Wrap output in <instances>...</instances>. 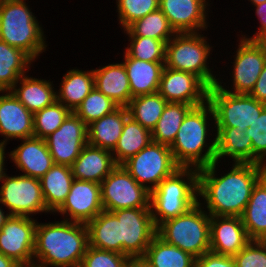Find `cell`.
<instances>
[{
  "mask_svg": "<svg viewBox=\"0 0 266 267\" xmlns=\"http://www.w3.org/2000/svg\"><path fill=\"white\" fill-rule=\"evenodd\" d=\"M70 113L71 111L57 100L48 107L35 112L34 137L45 139L61 126Z\"/></svg>",
  "mask_w": 266,
  "mask_h": 267,
  "instance_id": "74e56055",
  "label": "cell"
},
{
  "mask_svg": "<svg viewBox=\"0 0 266 267\" xmlns=\"http://www.w3.org/2000/svg\"><path fill=\"white\" fill-rule=\"evenodd\" d=\"M129 36L150 37L167 43L170 35L176 33L170 26L167 17L158 9L145 17L136 20L127 29Z\"/></svg>",
  "mask_w": 266,
  "mask_h": 267,
  "instance_id": "8d00e7d4",
  "label": "cell"
},
{
  "mask_svg": "<svg viewBox=\"0 0 266 267\" xmlns=\"http://www.w3.org/2000/svg\"><path fill=\"white\" fill-rule=\"evenodd\" d=\"M39 180L47 209L57 211L65 202L74 180L71 167L54 164Z\"/></svg>",
  "mask_w": 266,
  "mask_h": 267,
  "instance_id": "4316f807",
  "label": "cell"
},
{
  "mask_svg": "<svg viewBox=\"0 0 266 267\" xmlns=\"http://www.w3.org/2000/svg\"><path fill=\"white\" fill-rule=\"evenodd\" d=\"M216 129L215 161L227 155L236 163H253L252 141L246 134V130H240L238 127H217Z\"/></svg>",
  "mask_w": 266,
  "mask_h": 267,
  "instance_id": "484cf974",
  "label": "cell"
},
{
  "mask_svg": "<svg viewBox=\"0 0 266 267\" xmlns=\"http://www.w3.org/2000/svg\"><path fill=\"white\" fill-rule=\"evenodd\" d=\"M118 107L115 102L94 87L74 113L88 126L93 121L112 113Z\"/></svg>",
  "mask_w": 266,
  "mask_h": 267,
  "instance_id": "f35d334b",
  "label": "cell"
},
{
  "mask_svg": "<svg viewBox=\"0 0 266 267\" xmlns=\"http://www.w3.org/2000/svg\"><path fill=\"white\" fill-rule=\"evenodd\" d=\"M123 64L129 78L132 98L158 92L165 63L138 60L125 53Z\"/></svg>",
  "mask_w": 266,
  "mask_h": 267,
  "instance_id": "cb8c5ba5",
  "label": "cell"
},
{
  "mask_svg": "<svg viewBox=\"0 0 266 267\" xmlns=\"http://www.w3.org/2000/svg\"><path fill=\"white\" fill-rule=\"evenodd\" d=\"M249 242L241 217L210 216L211 252L233 257Z\"/></svg>",
  "mask_w": 266,
  "mask_h": 267,
  "instance_id": "ac0fdd59",
  "label": "cell"
},
{
  "mask_svg": "<svg viewBox=\"0 0 266 267\" xmlns=\"http://www.w3.org/2000/svg\"><path fill=\"white\" fill-rule=\"evenodd\" d=\"M261 245L265 248L266 250V235L262 236L259 240H258Z\"/></svg>",
  "mask_w": 266,
  "mask_h": 267,
  "instance_id": "db71d44e",
  "label": "cell"
},
{
  "mask_svg": "<svg viewBox=\"0 0 266 267\" xmlns=\"http://www.w3.org/2000/svg\"><path fill=\"white\" fill-rule=\"evenodd\" d=\"M10 217V214H6V216L4 215V212L2 211V209L0 208V230L1 228L4 226V224L6 223L7 219Z\"/></svg>",
  "mask_w": 266,
  "mask_h": 267,
  "instance_id": "f5cc1de1",
  "label": "cell"
},
{
  "mask_svg": "<svg viewBox=\"0 0 266 267\" xmlns=\"http://www.w3.org/2000/svg\"><path fill=\"white\" fill-rule=\"evenodd\" d=\"M117 3L120 23L124 29L159 9V0H118Z\"/></svg>",
  "mask_w": 266,
  "mask_h": 267,
  "instance_id": "60d3db41",
  "label": "cell"
},
{
  "mask_svg": "<svg viewBox=\"0 0 266 267\" xmlns=\"http://www.w3.org/2000/svg\"><path fill=\"white\" fill-rule=\"evenodd\" d=\"M129 37L132 41L126 54L130 58L165 63L166 43L164 41L142 36Z\"/></svg>",
  "mask_w": 266,
  "mask_h": 267,
  "instance_id": "ab89813d",
  "label": "cell"
},
{
  "mask_svg": "<svg viewBox=\"0 0 266 267\" xmlns=\"http://www.w3.org/2000/svg\"><path fill=\"white\" fill-rule=\"evenodd\" d=\"M97 90L119 107H127L132 99L129 78L123 63H116L93 70Z\"/></svg>",
  "mask_w": 266,
  "mask_h": 267,
  "instance_id": "603a6c76",
  "label": "cell"
},
{
  "mask_svg": "<svg viewBox=\"0 0 266 267\" xmlns=\"http://www.w3.org/2000/svg\"><path fill=\"white\" fill-rule=\"evenodd\" d=\"M193 108L185 103L167 102L160 119L152 130V142L170 146L177 135L184 117Z\"/></svg>",
  "mask_w": 266,
  "mask_h": 267,
  "instance_id": "e575fe53",
  "label": "cell"
},
{
  "mask_svg": "<svg viewBox=\"0 0 266 267\" xmlns=\"http://www.w3.org/2000/svg\"><path fill=\"white\" fill-rule=\"evenodd\" d=\"M246 134L251 137L253 147V163L266 165L263 159L266 156V108L261 115L246 129Z\"/></svg>",
  "mask_w": 266,
  "mask_h": 267,
  "instance_id": "7bdbcfd3",
  "label": "cell"
},
{
  "mask_svg": "<svg viewBox=\"0 0 266 267\" xmlns=\"http://www.w3.org/2000/svg\"><path fill=\"white\" fill-rule=\"evenodd\" d=\"M183 176L188 177V182L182 179ZM196 192H198V169L192 171L190 167H180L171 176L163 179L150 192V209L155 226L184 214L198 203Z\"/></svg>",
  "mask_w": 266,
  "mask_h": 267,
  "instance_id": "277c9868",
  "label": "cell"
},
{
  "mask_svg": "<svg viewBox=\"0 0 266 267\" xmlns=\"http://www.w3.org/2000/svg\"><path fill=\"white\" fill-rule=\"evenodd\" d=\"M122 166L141 185L150 192L159 183L171 176L180 167L174 161L168 145L151 142L136 155L125 161ZM144 183H151L146 186Z\"/></svg>",
  "mask_w": 266,
  "mask_h": 267,
  "instance_id": "9c48e42d",
  "label": "cell"
},
{
  "mask_svg": "<svg viewBox=\"0 0 266 267\" xmlns=\"http://www.w3.org/2000/svg\"><path fill=\"white\" fill-rule=\"evenodd\" d=\"M24 143L13 150L10 157L24 176L40 179L55 164L44 139L30 137L23 139Z\"/></svg>",
  "mask_w": 266,
  "mask_h": 267,
  "instance_id": "7402d4cb",
  "label": "cell"
},
{
  "mask_svg": "<svg viewBox=\"0 0 266 267\" xmlns=\"http://www.w3.org/2000/svg\"><path fill=\"white\" fill-rule=\"evenodd\" d=\"M166 104L167 101L155 92L132 98L127 108L130 117L152 132Z\"/></svg>",
  "mask_w": 266,
  "mask_h": 267,
  "instance_id": "d590c367",
  "label": "cell"
},
{
  "mask_svg": "<svg viewBox=\"0 0 266 267\" xmlns=\"http://www.w3.org/2000/svg\"><path fill=\"white\" fill-rule=\"evenodd\" d=\"M241 219L250 240L266 235V173L253 188Z\"/></svg>",
  "mask_w": 266,
  "mask_h": 267,
  "instance_id": "f1b7e54d",
  "label": "cell"
},
{
  "mask_svg": "<svg viewBox=\"0 0 266 267\" xmlns=\"http://www.w3.org/2000/svg\"><path fill=\"white\" fill-rule=\"evenodd\" d=\"M8 92L0 96V133L6 139L33 137L34 114L18 100L12 90Z\"/></svg>",
  "mask_w": 266,
  "mask_h": 267,
  "instance_id": "ffe728a7",
  "label": "cell"
},
{
  "mask_svg": "<svg viewBox=\"0 0 266 267\" xmlns=\"http://www.w3.org/2000/svg\"><path fill=\"white\" fill-rule=\"evenodd\" d=\"M151 142V131L141 126L132 117L128 116L118 143L113 150L116 152V156L113 157L115 163L117 165H122Z\"/></svg>",
  "mask_w": 266,
  "mask_h": 267,
  "instance_id": "d6a6232c",
  "label": "cell"
},
{
  "mask_svg": "<svg viewBox=\"0 0 266 267\" xmlns=\"http://www.w3.org/2000/svg\"><path fill=\"white\" fill-rule=\"evenodd\" d=\"M247 39H254L265 51H266V29L261 31L258 35H255L253 38Z\"/></svg>",
  "mask_w": 266,
  "mask_h": 267,
  "instance_id": "f907efd6",
  "label": "cell"
},
{
  "mask_svg": "<svg viewBox=\"0 0 266 267\" xmlns=\"http://www.w3.org/2000/svg\"><path fill=\"white\" fill-rule=\"evenodd\" d=\"M89 246L86 224L61 222L38 224L35 231L34 257L39 265L34 267L80 266Z\"/></svg>",
  "mask_w": 266,
  "mask_h": 267,
  "instance_id": "7a4b0ae2",
  "label": "cell"
},
{
  "mask_svg": "<svg viewBox=\"0 0 266 267\" xmlns=\"http://www.w3.org/2000/svg\"><path fill=\"white\" fill-rule=\"evenodd\" d=\"M207 102L211 105L217 127H238L246 130L261 115L266 104L249 94H233L218 84L208 90Z\"/></svg>",
  "mask_w": 266,
  "mask_h": 267,
  "instance_id": "ba28073f",
  "label": "cell"
},
{
  "mask_svg": "<svg viewBox=\"0 0 266 267\" xmlns=\"http://www.w3.org/2000/svg\"><path fill=\"white\" fill-rule=\"evenodd\" d=\"M195 267H236L232 256L206 252L195 260Z\"/></svg>",
  "mask_w": 266,
  "mask_h": 267,
  "instance_id": "f6af8a7d",
  "label": "cell"
},
{
  "mask_svg": "<svg viewBox=\"0 0 266 267\" xmlns=\"http://www.w3.org/2000/svg\"><path fill=\"white\" fill-rule=\"evenodd\" d=\"M120 221V254L143 257L156 236L150 208H125L112 211Z\"/></svg>",
  "mask_w": 266,
  "mask_h": 267,
  "instance_id": "8fae6325",
  "label": "cell"
},
{
  "mask_svg": "<svg viewBox=\"0 0 266 267\" xmlns=\"http://www.w3.org/2000/svg\"><path fill=\"white\" fill-rule=\"evenodd\" d=\"M113 156L109 150L87 143L71 166L73 178L100 184L117 166Z\"/></svg>",
  "mask_w": 266,
  "mask_h": 267,
  "instance_id": "44dd1931",
  "label": "cell"
},
{
  "mask_svg": "<svg viewBox=\"0 0 266 267\" xmlns=\"http://www.w3.org/2000/svg\"><path fill=\"white\" fill-rule=\"evenodd\" d=\"M22 86L19 89L14 87L12 93L18 100L33 114L53 104L57 100L50 82L35 78L20 77Z\"/></svg>",
  "mask_w": 266,
  "mask_h": 267,
  "instance_id": "1f68e13d",
  "label": "cell"
},
{
  "mask_svg": "<svg viewBox=\"0 0 266 267\" xmlns=\"http://www.w3.org/2000/svg\"><path fill=\"white\" fill-rule=\"evenodd\" d=\"M105 211L150 208V191L141 186L122 165H117L100 183Z\"/></svg>",
  "mask_w": 266,
  "mask_h": 267,
  "instance_id": "30bf717a",
  "label": "cell"
},
{
  "mask_svg": "<svg viewBox=\"0 0 266 267\" xmlns=\"http://www.w3.org/2000/svg\"><path fill=\"white\" fill-rule=\"evenodd\" d=\"M206 0H159V9L176 33L195 32L206 27Z\"/></svg>",
  "mask_w": 266,
  "mask_h": 267,
  "instance_id": "d6986e66",
  "label": "cell"
},
{
  "mask_svg": "<svg viewBox=\"0 0 266 267\" xmlns=\"http://www.w3.org/2000/svg\"><path fill=\"white\" fill-rule=\"evenodd\" d=\"M128 116L127 107H118L112 113L93 121L87 126L88 144L113 151Z\"/></svg>",
  "mask_w": 266,
  "mask_h": 267,
  "instance_id": "d4e9b609",
  "label": "cell"
},
{
  "mask_svg": "<svg viewBox=\"0 0 266 267\" xmlns=\"http://www.w3.org/2000/svg\"><path fill=\"white\" fill-rule=\"evenodd\" d=\"M33 59L23 50L0 40V91H11Z\"/></svg>",
  "mask_w": 266,
  "mask_h": 267,
  "instance_id": "f546056e",
  "label": "cell"
},
{
  "mask_svg": "<svg viewBox=\"0 0 266 267\" xmlns=\"http://www.w3.org/2000/svg\"><path fill=\"white\" fill-rule=\"evenodd\" d=\"M24 0H0V40L33 60L46 47L43 32Z\"/></svg>",
  "mask_w": 266,
  "mask_h": 267,
  "instance_id": "5b68a950",
  "label": "cell"
},
{
  "mask_svg": "<svg viewBox=\"0 0 266 267\" xmlns=\"http://www.w3.org/2000/svg\"><path fill=\"white\" fill-rule=\"evenodd\" d=\"M208 90L209 87L193 73L172 70L164 66L158 93L167 102L201 106L207 103Z\"/></svg>",
  "mask_w": 266,
  "mask_h": 267,
  "instance_id": "9a60e30c",
  "label": "cell"
},
{
  "mask_svg": "<svg viewBox=\"0 0 266 267\" xmlns=\"http://www.w3.org/2000/svg\"><path fill=\"white\" fill-rule=\"evenodd\" d=\"M36 226L29 216L10 215L0 230V252L21 267H34Z\"/></svg>",
  "mask_w": 266,
  "mask_h": 267,
  "instance_id": "4fadbf2b",
  "label": "cell"
},
{
  "mask_svg": "<svg viewBox=\"0 0 266 267\" xmlns=\"http://www.w3.org/2000/svg\"><path fill=\"white\" fill-rule=\"evenodd\" d=\"M6 144V139L5 141L3 140V142H0V181L3 179V176L5 175L4 173V169H3V165H4V146Z\"/></svg>",
  "mask_w": 266,
  "mask_h": 267,
  "instance_id": "816d5d0a",
  "label": "cell"
},
{
  "mask_svg": "<svg viewBox=\"0 0 266 267\" xmlns=\"http://www.w3.org/2000/svg\"><path fill=\"white\" fill-rule=\"evenodd\" d=\"M125 267H151L144 257H129Z\"/></svg>",
  "mask_w": 266,
  "mask_h": 267,
  "instance_id": "c3c4849f",
  "label": "cell"
},
{
  "mask_svg": "<svg viewBox=\"0 0 266 267\" xmlns=\"http://www.w3.org/2000/svg\"><path fill=\"white\" fill-rule=\"evenodd\" d=\"M217 161L198 170V194L207 203L210 216L241 217L253 188L265 175L266 165L236 163L221 178L215 177Z\"/></svg>",
  "mask_w": 266,
  "mask_h": 267,
  "instance_id": "6da1fadb",
  "label": "cell"
},
{
  "mask_svg": "<svg viewBox=\"0 0 266 267\" xmlns=\"http://www.w3.org/2000/svg\"><path fill=\"white\" fill-rule=\"evenodd\" d=\"M209 216L201 210L198 202L184 214L160 223L156 235L194 258H199L210 251Z\"/></svg>",
  "mask_w": 266,
  "mask_h": 267,
  "instance_id": "8992f818",
  "label": "cell"
},
{
  "mask_svg": "<svg viewBox=\"0 0 266 267\" xmlns=\"http://www.w3.org/2000/svg\"><path fill=\"white\" fill-rule=\"evenodd\" d=\"M0 203L7 206L10 215L27 216L49 211L45 205L40 180L30 176L8 177L1 180Z\"/></svg>",
  "mask_w": 266,
  "mask_h": 267,
  "instance_id": "7c38bea8",
  "label": "cell"
},
{
  "mask_svg": "<svg viewBox=\"0 0 266 267\" xmlns=\"http://www.w3.org/2000/svg\"><path fill=\"white\" fill-rule=\"evenodd\" d=\"M251 1L253 2L254 5H259L266 2V0H251Z\"/></svg>",
  "mask_w": 266,
  "mask_h": 267,
  "instance_id": "11a10c76",
  "label": "cell"
},
{
  "mask_svg": "<svg viewBox=\"0 0 266 267\" xmlns=\"http://www.w3.org/2000/svg\"><path fill=\"white\" fill-rule=\"evenodd\" d=\"M201 106L193 107L184 117L174 142L169 146L174 161L179 167L195 169L207 167L216 158V140L201 156L207 135V114L214 117L211 105L207 102ZM208 111V112H207ZM191 164V165H190Z\"/></svg>",
  "mask_w": 266,
  "mask_h": 267,
  "instance_id": "3957f363",
  "label": "cell"
},
{
  "mask_svg": "<svg viewBox=\"0 0 266 267\" xmlns=\"http://www.w3.org/2000/svg\"><path fill=\"white\" fill-rule=\"evenodd\" d=\"M143 257L151 267H195L196 260L186 251L166 243L157 235Z\"/></svg>",
  "mask_w": 266,
  "mask_h": 267,
  "instance_id": "836d02e7",
  "label": "cell"
},
{
  "mask_svg": "<svg viewBox=\"0 0 266 267\" xmlns=\"http://www.w3.org/2000/svg\"><path fill=\"white\" fill-rule=\"evenodd\" d=\"M176 34L173 40L171 38L166 43L165 67L193 73L209 88L216 85L218 81L206 65L210 47L206 44L204 37L198 35L197 32Z\"/></svg>",
  "mask_w": 266,
  "mask_h": 267,
  "instance_id": "52a82bcc",
  "label": "cell"
},
{
  "mask_svg": "<svg viewBox=\"0 0 266 267\" xmlns=\"http://www.w3.org/2000/svg\"><path fill=\"white\" fill-rule=\"evenodd\" d=\"M0 267H21L12 258L6 257L0 252Z\"/></svg>",
  "mask_w": 266,
  "mask_h": 267,
  "instance_id": "681fc988",
  "label": "cell"
},
{
  "mask_svg": "<svg viewBox=\"0 0 266 267\" xmlns=\"http://www.w3.org/2000/svg\"><path fill=\"white\" fill-rule=\"evenodd\" d=\"M103 210L100 184L74 179L65 202L57 212L69 213L71 222L87 224Z\"/></svg>",
  "mask_w": 266,
  "mask_h": 267,
  "instance_id": "e0dca14e",
  "label": "cell"
},
{
  "mask_svg": "<svg viewBox=\"0 0 266 267\" xmlns=\"http://www.w3.org/2000/svg\"><path fill=\"white\" fill-rule=\"evenodd\" d=\"M233 258L236 267H266V250L258 240H250Z\"/></svg>",
  "mask_w": 266,
  "mask_h": 267,
  "instance_id": "ee69618b",
  "label": "cell"
},
{
  "mask_svg": "<svg viewBox=\"0 0 266 267\" xmlns=\"http://www.w3.org/2000/svg\"><path fill=\"white\" fill-rule=\"evenodd\" d=\"M86 226L89 246L120 253V221L112 212L103 210Z\"/></svg>",
  "mask_w": 266,
  "mask_h": 267,
  "instance_id": "83f0119b",
  "label": "cell"
},
{
  "mask_svg": "<svg viewBox=\"0 0 266 267\" xmlns=\"http://www.w3.org/2000/svg\"><path fill=\"white\" fill-rule=\"evenodd\" d=\"M44 140L54 163L71 167L88 143L87 125L71 112L61 126Z\"/></svg>",
  "mask_w": 266,
  "mask_h": 267,
  "instance_id": "5bb4252c",
  "label": "cell"
},
{
  "mask_svg": "<svg viewBox=\"0 0 266 267\" xmlns=\"http://www.w3.org/2000/svg\"><path fill=\"white\" fill-rule=\"evenodd\" d=\"M249 95L257 101L266 104V63L260 73V76L258 77L257 82L255 83L253 90Z\"/></svg>",
  "mask_w": 266,
  "mask_h": 267,
  "instance_id": "bcb514c9",
  "label": "cell"
},
{
  "mask_svg": "<svg viewBox=\"0 0 266 267\" xmlns=\"http://www.w3.org/2000/svg\"><path fill=\"white\" fill-rule=\"evenodd\" d=\"M255 6L257 7L256 14L261 21V28L258 31V33H256L258 35L261 31L266 29V2L259 4V5H255Z\"/></svg>",
  "mask_w": 266,
  "mask_h": 267,
  "instance_id": "7dc6e473",
  "label": "cell"
},
{
  "mask_svg": "<svg viewBox=\"0 0 266 267\" xmlns=\"http://www.w3.org/2000/svg\"><path fill=\"white\" fill-rule=\"evenodd\" d=\"M94 87L93 70L89 72L78 69L70 70L63 77L57 101L74 112Z\"/></svg>",
  "mask_w": 266,
  "mask_h": 267,
  "instance_id": "4dcf8cb0",
  "label": "cell"
},
{
  "mask_svg": "<svg viewBox=\"0 0 266 267\" xmlns=\"http://www.w3.org/2000/svg\"><path fill=\"white\" fill-rule=\"evenodd\" d=\"M127 255L88 246L81 267H125Z\"/></svg>",
  "mask_w": 266,
  "mask_h": 267,
  "instance_id": "b9f144b4",
  "label": "cell"
},
{
  "mask_svg": "<svg viewBox=\"0 0 266 267\" xmlns=\"http://www.w3.org/2000/svg\"><path fill=\"white\" fill-rule=\"evenodd\" d=\"M234 64V91H229L217 83L223 90L233 94H250L266 63V51L254 40L242 38Z\"/></svg>",
  "mask_w": 266,
  "mask_h": 267,
  "instance_id": "2e32d148",
  "label": "cell"
}]
</instances>
